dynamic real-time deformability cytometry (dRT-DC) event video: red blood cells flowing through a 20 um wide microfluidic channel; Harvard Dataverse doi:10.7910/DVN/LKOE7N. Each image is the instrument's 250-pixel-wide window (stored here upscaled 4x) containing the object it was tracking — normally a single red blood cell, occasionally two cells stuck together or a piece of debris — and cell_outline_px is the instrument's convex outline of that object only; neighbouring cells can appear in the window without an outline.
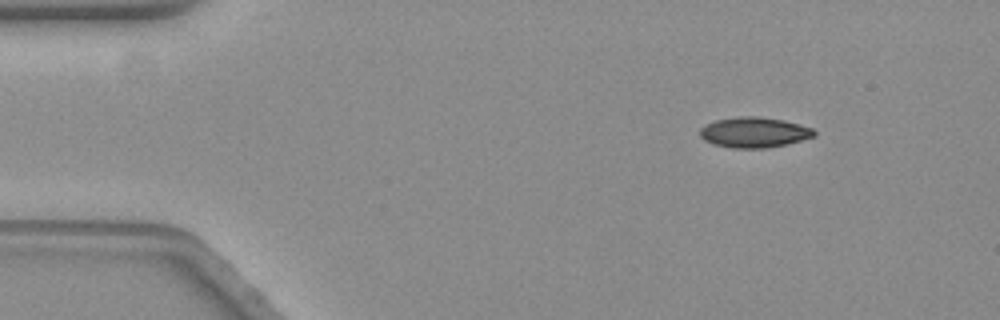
{"species": "common noctule bat (a hibernating species)", "species_latin": "Nyctalus noctula", "temperature_condition": "warm", "stored_images_in_passage": 52, "camera_frame_rate_fps": 3000, "um_per_image_px": 0.085, "animal": {"sex": "female", "body_mass_g": 19.3, "forearm_length_mm": 54.1}, "frame": {"image": 1, "passage_image": 1, "time_ms": 0.0, "image_size_px": [1000, 320], "cell_outline_px": [[816, 136], [768, 148], [732, 148], [712, 144], [704, 140], [700, 136], [700, 128], [716, 120], [740, 116], [756, 116], [784, 120], [812, 128], [816, 132]], "centroid_in_image_um": [64.09, 11.25], "position_along_channel_um": 20.9, "area_um2": 20.11}}
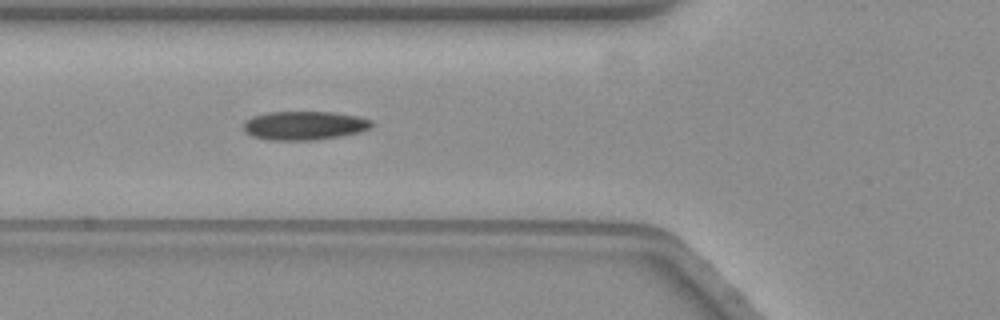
{"frame": {"image": 2, "passage_image": 15, "time_ms": 4.667, "image_size_px": [1000, 320], "cell_outline_px": [[372, 128], [360, 132], [340, 136], [316, 140], [268, 140], [252, 136], [244, 132], [244, 120], [252, 116], [268, 112], [332, 112], [356, 116], [372, 120]], "centroid_in_image_um": [25.85, 10.67], "position_along_channel_um": 100.0, "area_um2": 21.62}}
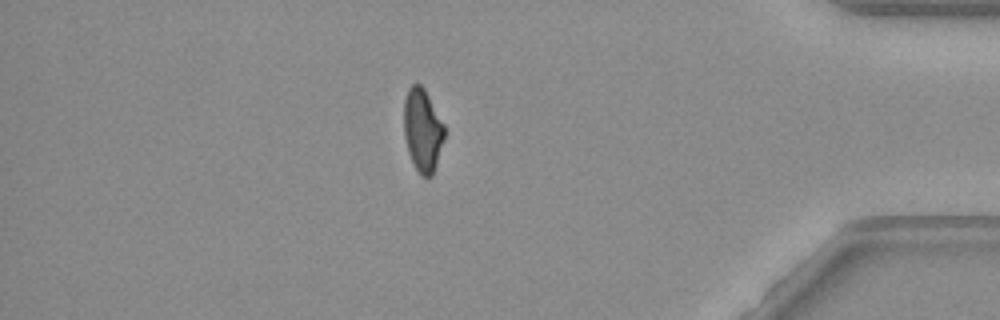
{"frame": {"image": 3, "passage_image": 44, "time_ms": 14.333, "image_size_px": [1000, 320], "cell_outline_px": [[444, 140], [432, 176], [420, 176], [408, 152], [404, 136], [404, 100], [408, 88], [412, 84], [420, 84], [424, 88], [444, 124]], "centroid_in_image_um": [35.91, 11.05], "position_along_channel_um": 399.3, "area_um2": 19.48}, "authors_computed_cell_mechanics": {"area_um2": 20.9525, "velocity_mm_per_s": 3.5111, "shape_relaxation_time_tau1_ms": 10.5209, "shape_relaxation_time_tau2_ms": 5.8771, "deformation_change_tau1": 0.2371, "deformation_change_tau2": 0.1027}}